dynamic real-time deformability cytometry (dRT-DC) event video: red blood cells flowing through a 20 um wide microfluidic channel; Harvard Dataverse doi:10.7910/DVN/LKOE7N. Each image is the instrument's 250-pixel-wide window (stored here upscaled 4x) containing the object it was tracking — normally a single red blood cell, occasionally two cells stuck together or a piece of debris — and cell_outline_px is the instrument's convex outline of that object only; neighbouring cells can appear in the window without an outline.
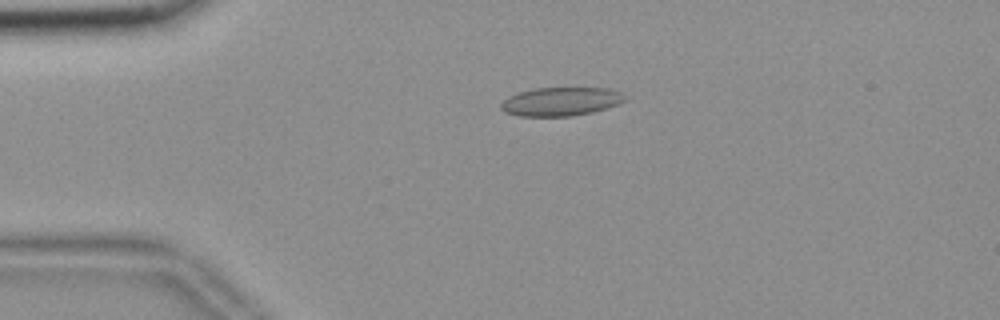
{"species": "common noctule bat (a hibernating species)", "species_latin": "Nyctalus noctula", "temperature_condition": "room temperature", "stored_images_in_passage": 55, "camera_frame_rate_fps": 3000, "um_per_image_px": 0.085, "animal": {"sex": "female", "body_mass_g": 18.4}, "frame": {"image": 1, "passage_image": 12, "time_ms": 3.667, "image_size_px": [1000, 320], "cell_outline_px": [[628, 100], [620, 104], [608, 108], [592, 112], [572, 116], [520, 116], [504, 112], [500, 108], [500, 104], [508, 96], [520, 92], [536, 88], [608, 88], [620, 92], [628, 96]], "centroid_in_image_um": [47.72, 8.63], "position_along_channel_um": 37.3, "area_um2": 20.87}}
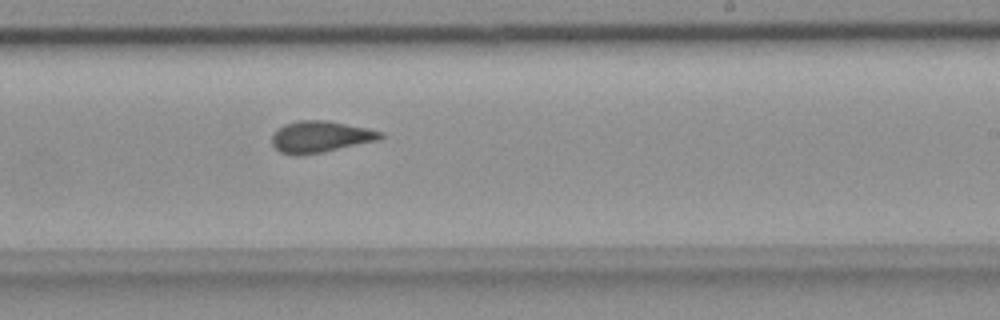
{"frame": {"image": 2, "passage_image": 33, "time_ms": 10.667, "image_size_px": [1000, 320], "cell_outline_px": [[384, 136], [380, 140], [324, 152], [300, 156], [296, 156], [280, 152], [272, 144], [272, 136], [276, 128], [284, 124], [300, 120], [328, 120], [368, 128], [384, 132]], "centroid_in_image_um": [27.24, 11.63], "position_along_channel_um": 261.8, "area_um2": 20.29}}
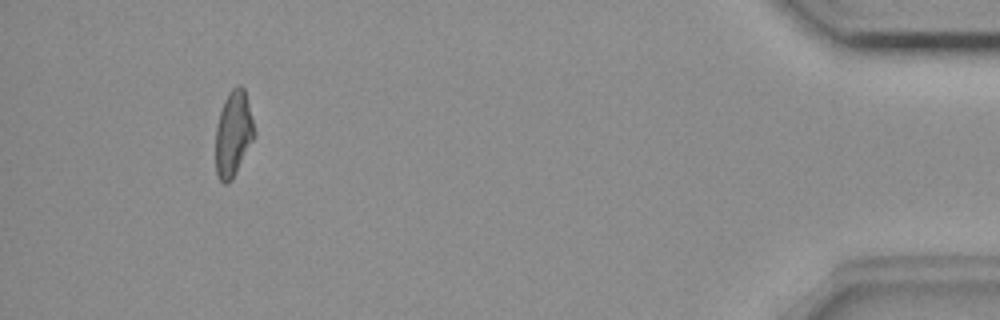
{"frame": {"image": 3, "passage_image": 51, "time_ms": 16.667, "image_size_px": [1000, 320], "cell_outline_px": [[256, 136], [232, 180], [228, 184], [224, 184], [220, 180], [216, 172], [216, 124], [224, 100], [228, 92], [236, 84], [240, 84], [244, 88], [256, 132]], "centroid_in_image_um": [19.84, 11.36], "position_along_channel_um": 415.4, "area_um2": 19.54}, "authors_computed_cell_mechanics": {"area_um2": 19.8832, "velocity_mm_per_s": 3.6881, "shape_relaxation_time_tau1_ms": null, "shape_relaxation_time_tau2_ms": 2.0475, "deformation_change_tau1": null, "deformation_change_tau2": 0.083}}